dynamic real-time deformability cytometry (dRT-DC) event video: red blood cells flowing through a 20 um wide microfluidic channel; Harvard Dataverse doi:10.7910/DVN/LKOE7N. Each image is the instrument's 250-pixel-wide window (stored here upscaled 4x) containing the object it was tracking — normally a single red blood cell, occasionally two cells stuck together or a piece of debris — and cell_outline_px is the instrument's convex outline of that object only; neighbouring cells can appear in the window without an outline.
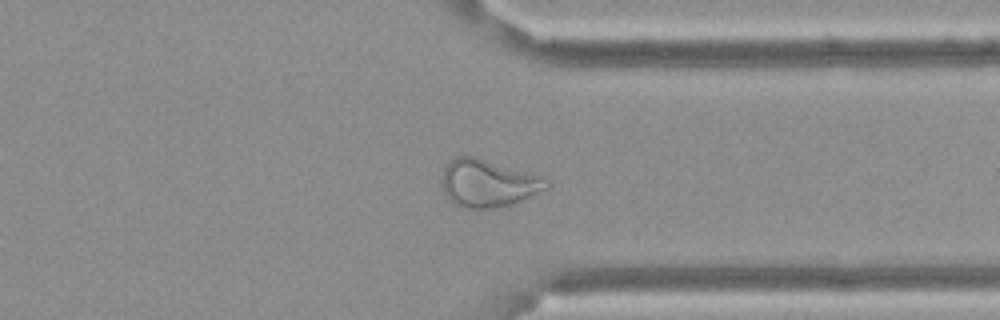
{"species": "Egyptian fruit bat (a non-hibernating species)", "species_latin": "Rousettus aegyptiacus", "temperature_condition": "cold", "stored_images_in_passage": 50, "camera_frame_rate_fps": 3000, "um_per_image_px": 0.085, "frame": {"image": 1, "passage_image": 37, "time_ms": 12.0, "image_size_px": [1000, 320], "cell_outline_px": [[552, 184], [548, 188], [512, 204], [496, 208], [464, 208], [452, 204], [444, 192], [440, 184], [444, 168], [456, 156], [476, 156], [544, 176]], "centroid_in_image_um": [41.5, 15.57], "position_along_channel_um": 369.9, "area_um2": 29.36}}
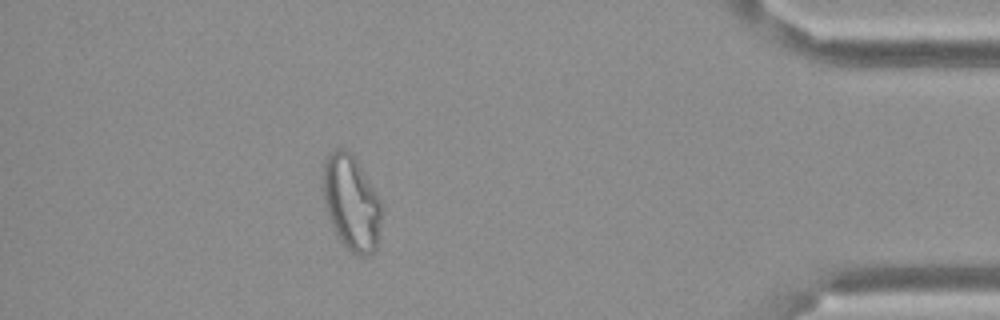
{"frame": {"image": 2, "passage_image": 44, "time_ms": 14.333, "image_size_px": [1000, 320], "cell_outline_px": [[380, 224], [376, 248], [368, 256], [360, 256], [352, 252], [336, 236], [324, 200], [324, 164], [328, 152], [336, 148], [344, 148], [356, 160], [380, 200]], "centroid_in_image_um": [29.86, 17.24], "position_along_channel_um": 405.3, "area_um2": 31.62}}